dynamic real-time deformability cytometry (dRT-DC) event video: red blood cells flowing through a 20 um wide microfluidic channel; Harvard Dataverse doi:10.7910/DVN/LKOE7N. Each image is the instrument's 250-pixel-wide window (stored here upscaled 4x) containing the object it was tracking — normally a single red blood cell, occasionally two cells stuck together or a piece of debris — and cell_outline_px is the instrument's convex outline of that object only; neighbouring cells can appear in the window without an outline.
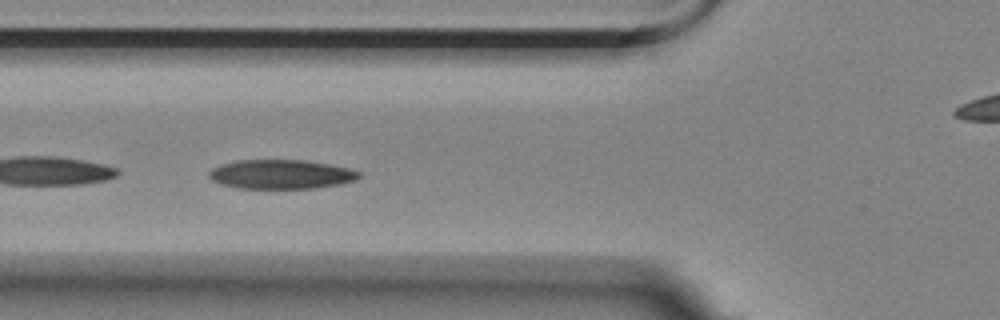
{"species": "Egyptian fruit bat (a non-hibernating species)", "species_latin": "Rousettus aegyptiacus", "temperature_condition": "room temperature", "stored_images_in_passage": 10, "segment_of_instrument_passage": [1, 2], "camera_frame_rate_fps": 3000, "um_per_image_px": 0.085, "animal": {"sex": "female"}, "frame": {"image": 1, "passage_image": 6, "time_ms": 5.333, "image_size_px": [1000, 320], "cell_outline_px": [[360, 176], [356, 180], [340, 184], [316, 188], [240, 188], [220, 184], [212, 180], [208, 176], [208, 172], [212, 168], [220, 164], [236, 160], [304, 160], [328, 164], [348, 168], [360, 172]], "centroid_in_image_um": [23.86, 14.81], "position_along_channel_um": 101.9, "area_um2": 25.55}}
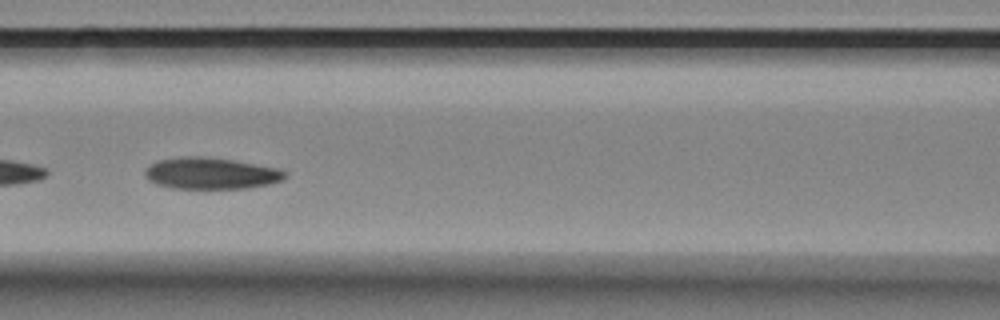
{"frame": {"image": 2, "passage_image": 7, "time_ms": 6.667, "image_size_px": [1000, 320], "cell_outline_px": [[288, 176], [284, 180], [268, 184], [248, 188], [172, 188], [156, 184], [148, 180], [144, 176], [144, 168], [160, 160], [184, 156], [200, 156], [232, 160], [276, 168], [288, 172]], "centroid_in_image_um": [17.92, 14.74], "position_along_channel_um": 148.7, "area_um2": 25.66}}
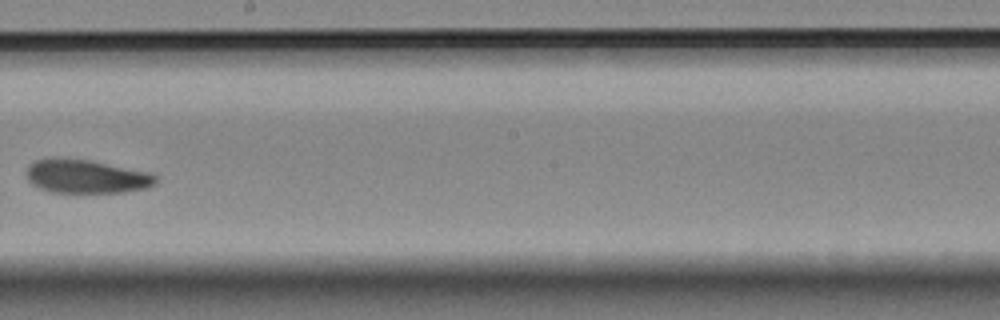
{"frame": {"image": 3, "passage_image": 9, "time_ms": 9.333, "image_size_px": [1000, 320], "cell_outline_px": [[156, 184], [148, 188], [120, 192], [52, 192], [40, 188], [32, 184], [28, 180], [28, 164], [36, 160], [88, 160], [148, 172], [156, 176]], "centroid_in_image_um": [7.37, 15.03], "position_along_channel_um": 240.8, "area_um2": 24.51}}